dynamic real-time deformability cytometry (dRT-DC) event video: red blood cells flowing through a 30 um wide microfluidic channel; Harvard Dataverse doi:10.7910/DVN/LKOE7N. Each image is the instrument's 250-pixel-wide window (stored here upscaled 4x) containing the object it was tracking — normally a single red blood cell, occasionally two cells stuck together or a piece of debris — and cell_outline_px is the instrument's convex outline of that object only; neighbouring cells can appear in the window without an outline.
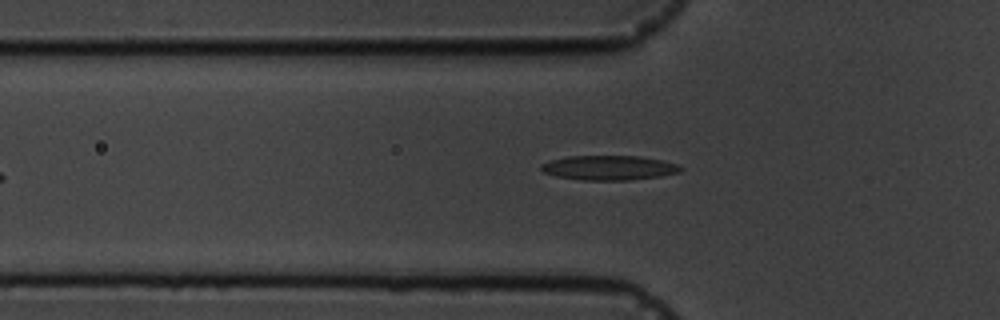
{"species": "common noctule bat (a hibernating species)", "species_latin": "Nyctalus noctula", "temperature_condition": "cold", "stored_images_in_passage": 5, "camera_frame_rate_fps": 3000, "um_per_image_px": 0.085, "animal": {"sex": "male", "body_mass_g": 19.5, "forearm_length_mm": 54.6}, "frame": {"image": 1, "passage_image": 5, "time_ms": 5.333, "image_size_px": [1000, 320], "cell_outline_px": [[684, 168], [680, 172], [660, 176], [628, 180], [580, 180], [556, 176], [544, 172], [540, 168], [540, 164], [552, 160], [568, 156], [636, 156], [660, 160], [680, 164]], "centroid_in_image_um": [51.78, 14.26], "position_along_channel_um": 74.0, "area_um2": 19.94}}